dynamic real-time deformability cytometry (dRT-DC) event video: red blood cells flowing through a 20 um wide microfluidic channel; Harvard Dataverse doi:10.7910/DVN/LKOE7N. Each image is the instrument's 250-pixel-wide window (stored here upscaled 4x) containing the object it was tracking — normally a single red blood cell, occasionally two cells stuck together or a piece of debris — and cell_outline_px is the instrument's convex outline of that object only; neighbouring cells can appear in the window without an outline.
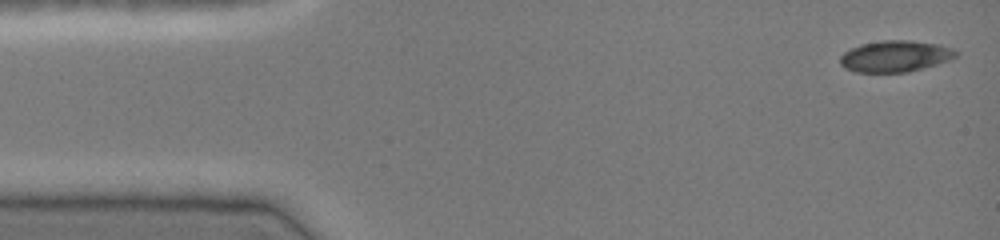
{"species": "common noctule bat (a hibernating species)", "species_latin": "Nyctalus noctula", "temperature_condition": "cold", "stored_images_in_passage": 45, "camera_frame_rate_fps": 3000, "um_per_image_px": 0.085, "animal": {"sex": "female", "body_mass_g": 19.0, "forearm_length_mm": 51.5}, "frame": {"image": 1, "passage_image": 1, "time_ms": 0.0, "image_size_px": [1000, 240], "cell_outline_px": [[960, 52], [956, 56], [948, 60], [924, 68], [908, 72], [856, 72], [844, 68], [840, 64], [840, 56], [844, 52], [860, 44], [880, 40], [912, 40], [940, 44], [952, 48]], "centroid_in_image_um": [76.1, 4.77], "position_along_channel_um": 8.9, "area_um2": 21.33}}
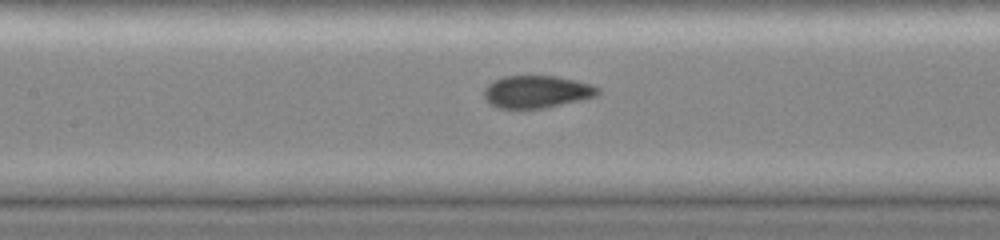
{"frame": {"image": 2, "passage_image": 20, "time_ms": 6.333, "image_size_px": [1000, 240], "cell_outline_px": [[600, 92], [596, 96], [584, 100], [544, 108], [500, 108], [492, 104], [484, 96], [484, 88], [488, 84], [504, 76], [556, 76], [592, 84], [600, 88]], "centroid_in_image_um": [45.68, 7.8], "position_along_channel_um": 161.7, "area_um2": 21.44}}
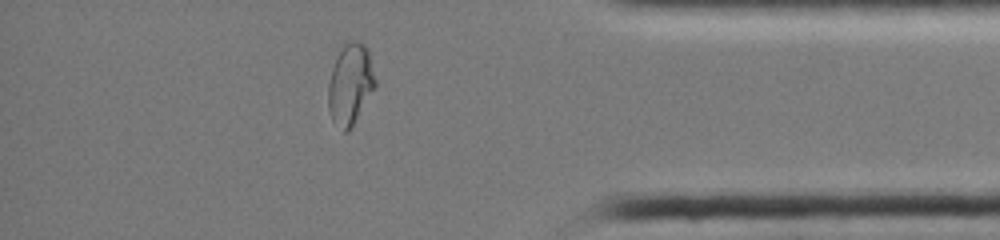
{"frame": {"image": 3, "passage_image": 39, "time_ms": 12.667, "image_size_px": [1000, 240], "cell_outline_px": [[376, 84], [352, 128], [348, 132], [344, 132], [332, 120], [328, 108], [328, 84], [332, 68], [344, 44], [352, 40], [356, 40], [364, 44], [368, 48], [376, 80]], "centroid_in_image_um": [29.78, 7.17], "position_along_channel_um": 405.4, "area_um2": 22.08}}